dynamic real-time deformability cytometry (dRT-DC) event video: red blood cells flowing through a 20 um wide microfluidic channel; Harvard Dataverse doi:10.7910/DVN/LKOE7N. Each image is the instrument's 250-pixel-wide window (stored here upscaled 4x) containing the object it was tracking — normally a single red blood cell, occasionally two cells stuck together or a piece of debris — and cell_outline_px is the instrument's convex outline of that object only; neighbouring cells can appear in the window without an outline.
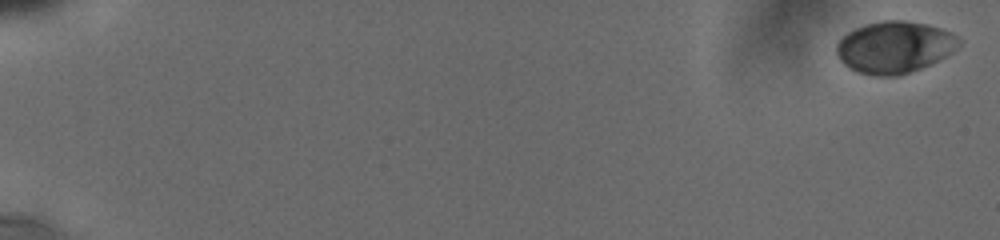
{"species": "human", "species_latin": "Homo sapiens", "temperature_condition": "cold", "stored_images_in_passage": 22, "camera_frame_rate_fps": 3000, "um_per_image_px": 0.085, "donor": {"sex": "male"}, "frame": {"image": 1, "passage_image": 1, "time_ms": 0.0, "image_size_px": [1000, 240], "cell_outline_px": [[960, 44], [956, 48], [944, 56], [920, 68], [900, 76], [876, 76], [860, 72], [844, 64], [840, 60], [836, 52], [836, 44], [848, 32], [856, 28], [868, 24], [884, 20], [904, 20], [924, 24], [940, 28], [956, 36], [960, 40]], "centroid_in_image_um": [76.0, 4.01], "position_along_channel_um": 9.0, "area_um2": 36.3}}
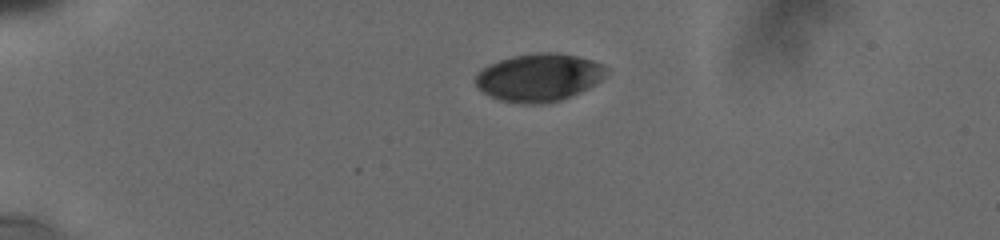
{"frame": {"image": 2, "passage_image": 14, "time_ms": 4.667, "image_size_px": [1000, 240], "cell_outline_px": [[608, 68], [604, 76], [596, 84], [580, 92], [560, 100], [544, 104], [520, 104], [500, 100], [484, 92], [476, 84], [476, 72], [488, 64], [512, 56], [536, 52], [556, 52], [576, 56], [592, 60], [604, 64]], "centroid_in_image_um": [45.82, 6.57], "position_along_channel_um": 39.2, "area_um2": 36.53}}